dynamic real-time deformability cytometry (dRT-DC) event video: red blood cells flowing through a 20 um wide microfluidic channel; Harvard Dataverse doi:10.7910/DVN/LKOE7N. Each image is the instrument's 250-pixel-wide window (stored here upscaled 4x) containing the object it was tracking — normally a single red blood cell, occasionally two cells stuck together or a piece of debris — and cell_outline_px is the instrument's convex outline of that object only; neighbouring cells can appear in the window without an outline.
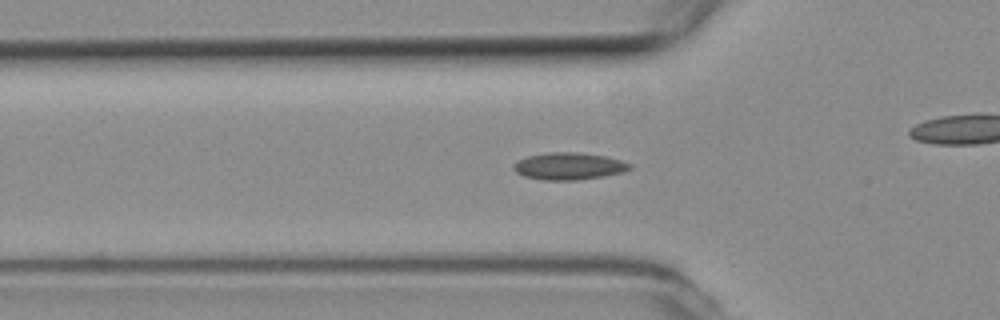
{"species": "common noctule bat (a hibernating species)", "species_latin": "Nyctalus noctula", "temperature_condition": "room temperature", "stored_images_in_passage": 49, "camera_frame_rate_fps": 3000, "um_per_image_px": 0.085, "animal": {"sex": "female", "body_mass_g": 19.3, "forearm_length_mm": 54.1}, "frame": {"image": 1, "passage_image": 17, "time_ms": 5.333, "image_size_px": [1000, 320], "cell_outline_px": [[632, 168], [624, 172], [604, 176], [580, 180], [544, 180], [524, 176], [516, 172], [512, 168], [512, 164], [516, 160], [528, 156], [552, 152], [580, 152], [604, 156], [620, 160], [632, 164]], "centroid_in_image_um": [48.35, 14.13], "position_along_channel_um": 77.5, "area_um2": 18.5}}
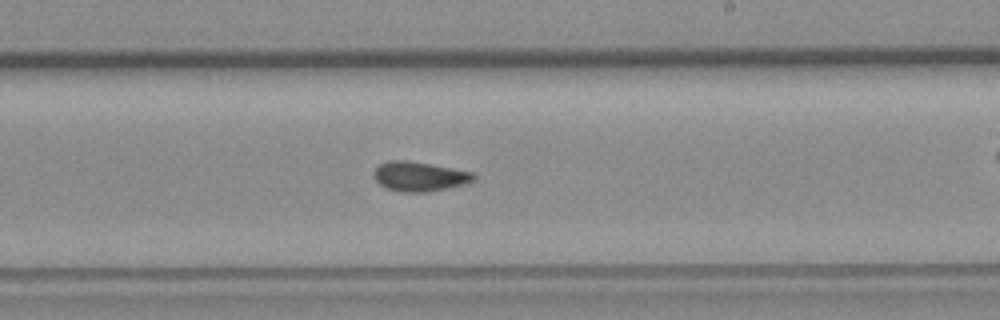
{"frame": {"image": 2, "passage_image": 31, "time_ms": 10.0, "image_size_px": [1000, 320], "cell_outline_px": [[476, 180], [464, 184], [448, 188], [428, 192], [400, 192], [388, 188], [380, 184], [372, 176], [372, 172], [380, 164], [388, 160], [408, 160], [452, 168], [472, 172], [476, 176]], "centroid_in_image_um": [35.64, 14.99], "position_along_channel_um": 253.4, "area_um2": 17.28}}
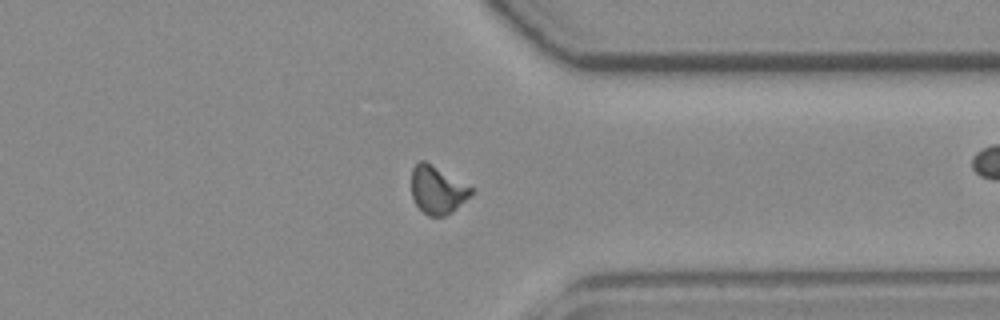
{"frame": {"image": 3, "passage_image": 41, "time_ms": 13.333, "image_size_px": [1000, 320], "cell_outline_px": [[476, 188], [452, 212], [444, 216], [428, 216], [416, 204], [412, 196], [412, 168], [420, 160], [424, 160]], "centroid_in_image_um": [37.18, 16.12], "position_along_channel_um": 374.2, "area_um2": 16.53}}